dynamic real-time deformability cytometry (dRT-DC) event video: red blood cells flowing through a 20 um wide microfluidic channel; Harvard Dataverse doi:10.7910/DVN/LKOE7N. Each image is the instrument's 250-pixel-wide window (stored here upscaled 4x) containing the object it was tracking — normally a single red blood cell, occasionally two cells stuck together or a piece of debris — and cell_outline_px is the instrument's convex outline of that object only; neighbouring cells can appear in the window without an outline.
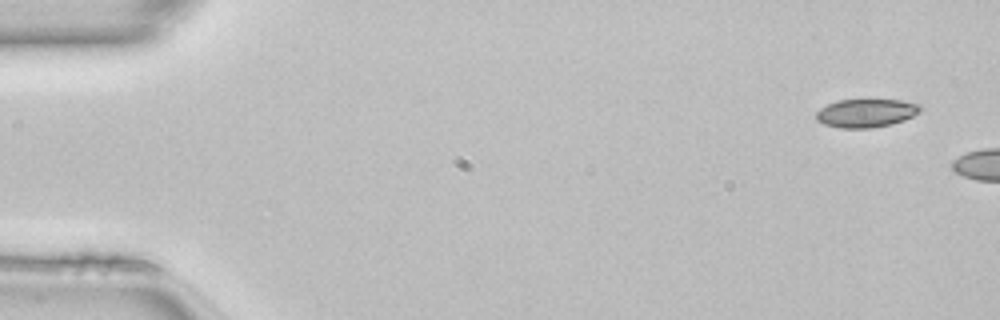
{"species": "common noctule bat (a hibernating species)", "species_latin": "Nyctalus noctula", "temperature_condition": "room temperature", "stored_images_in_passage": 5, "camera_frame_rate_fps": 3000, "um_per_image_px": 0.085, "animal": {"sex": "female", "body_mass_g": 22.7, "forearm_length_mm": 54.2}, "frame": {"image": 1, "passage_image": 1, "time_ms": 0.0, "image_size_px": [1000, 320], "cell_outline_px": [[924, 108], [920, 112], [904, 120], [892, 124], [872, 128], [840, 128], [824, 124], [816, 120], [816, 112], [820, 108], [836, 100], [868, 96], [904, 100], [920, 104]], "centroid_in_image_um": [73.66, 9.54], "position_along_channel_um": 11.3, "area_um2": 18.38}}